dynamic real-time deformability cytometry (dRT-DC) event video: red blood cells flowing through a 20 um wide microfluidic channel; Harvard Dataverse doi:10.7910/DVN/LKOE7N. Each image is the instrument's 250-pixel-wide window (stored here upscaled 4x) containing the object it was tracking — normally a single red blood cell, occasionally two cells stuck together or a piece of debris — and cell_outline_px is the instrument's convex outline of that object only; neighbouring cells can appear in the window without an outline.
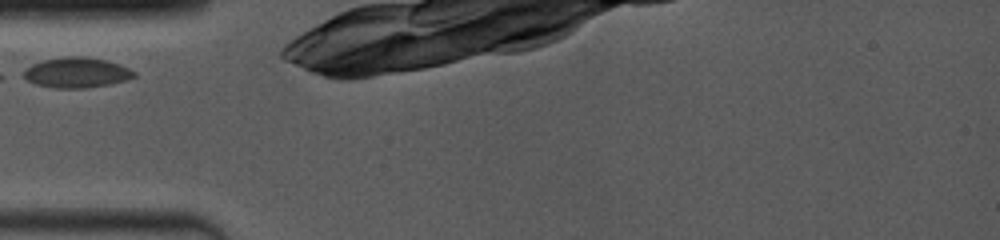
{"species": "common noctule bat (a hibernating species)", "species_latin": "Nyctalus noctula", "temperature_condition": "room temperature", "stored_images_in_passage": 31, "camera_frame_rate_fps": 4000, "um_per_image_px": 0.085, "animal": {"sex": "female", "body_mass_g": 19.0, "forearm_length_mm": 53.3}, "frame": {"image": 1, "passage_image": 1, "time_ms": 0.0, "image_size_px": [1000, 240], "cell_outline_px": [[136, 76], [128, 80], [108, 84], [84, 88], [56, 88], [36, 84], [28, 80], [24, 76], [24, 68], [32, 64], [44, 60], [64, 56], [80, 56], [104, 60], [120, 64], [136, 72]], "centroid_in_image_um": [6.52, 6.17], "position_along_channel_um": 78.5, "area_um2": 19.36}}